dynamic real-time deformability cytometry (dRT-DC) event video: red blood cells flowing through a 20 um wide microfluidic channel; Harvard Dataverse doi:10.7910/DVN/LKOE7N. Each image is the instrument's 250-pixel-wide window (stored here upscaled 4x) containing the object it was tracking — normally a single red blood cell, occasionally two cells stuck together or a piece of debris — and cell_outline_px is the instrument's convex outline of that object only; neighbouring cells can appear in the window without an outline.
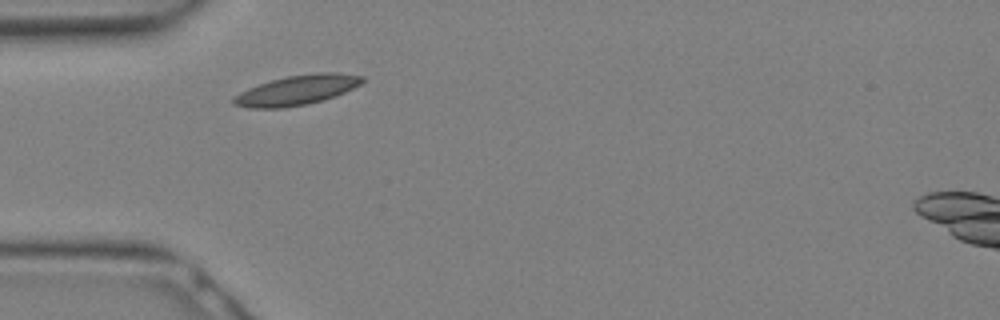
{"species": "Egyptian fruit bat (a non-hibernating species)", "species_latin": "Rousettus aegyptiacus", "temperature_condition": "warm", "stored_images_in_passage": 12, "camera_frame_rate_fps": 3000, "um_per_image_px": 0.085, "animal": {"sex": "female"}, "frame": {"image": 1, "passage_image": 1, "time_ms": 0.0, "image_size_px": [1000, 320], "cell_outline_px": [[364, 80], [360, 84], [336, 96], [308, 104], [284, 108], [248, 108], [232, 104], [232, 96], [248, 88], [272, 80], [288, 76], [316, 72], [336, 72], [364, 76]], "centroid_in_image_um": [25.22, 7.67], "position_along_channel_um": 59.8, "area_um2": 22.37}}
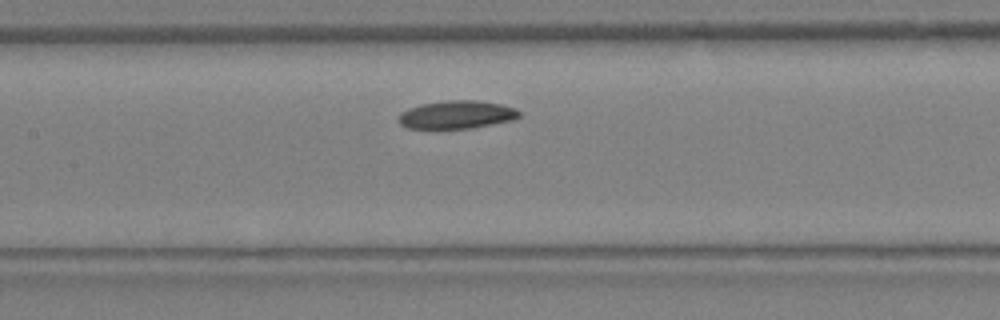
{"frame": {"image": 2, "passage_image": 6, "time_ms": 1.667, "image_size_px": [1000, 320], "cell_outline_px": [[520, 116], [516, 120], [468, 128], [408, 128], [400, 124], [396, 116], [400, 112], [408, 108], [420, 104], [448, 100], [476, 100], [500, 104], [516, 108], [520, 112]], "centroid_in_image_um": [38.8, 9.74], "position_along_channel_um": 168.6, "area_um2": 19.83}}
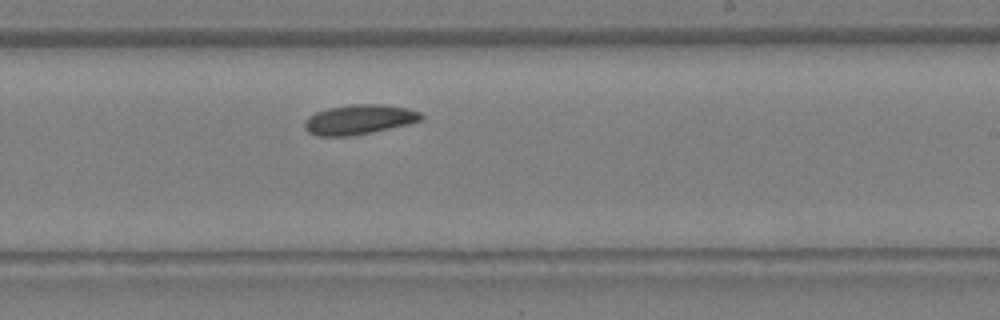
{"frame": {"image": 3, "passage_image": 10, "time_ms": 3.0, "image_size_px": [1000, 320], "cell_outline_px": [[424, 116], [420, 120], [408, 124], [372, 132], [348, 136], [320, 136], [308, 132], [304, 128], [304, 120], [308, 116], [316, 112], [328, 108], [352, 104], [384, 104], [408, 108], [420, 112]], "centroid_in_image_um": [30.51, 10.15], "position_along_channel_um": 258.5, "area_um2": 20.23}}